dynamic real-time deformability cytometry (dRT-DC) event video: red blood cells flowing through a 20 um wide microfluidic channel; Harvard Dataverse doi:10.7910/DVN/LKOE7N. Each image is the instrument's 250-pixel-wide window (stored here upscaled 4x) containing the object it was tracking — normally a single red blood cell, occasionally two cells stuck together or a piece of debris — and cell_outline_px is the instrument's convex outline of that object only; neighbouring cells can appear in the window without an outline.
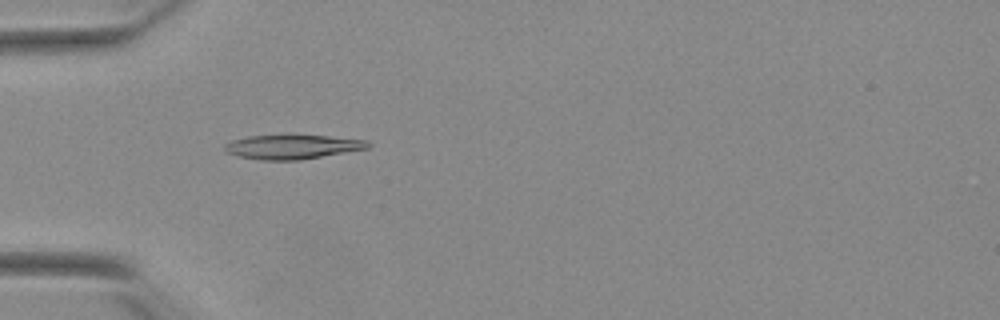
{"species": "Egyptian fruit bat (a non-hibernating species)", "species_latin": "Rousettus aegyptiacus", "temperature_condition": "warm", "stored_images_in_passage": 33, "camera_frame_rate_fps": 3000, "um_per_image_px": 0.085, "animal": {"sex": "female"}, "frame": {"image": 1, "passage_image": 4, "time_ms": 1.0, "image_size_px": [1000, 320], "cell_outline_px": [[372, 144], [368, 148], [300, 160], [260, 160], [240, 156], [224, 152], [224, 144], [232, 140], [248, 136], [328, 136], [368, 140]], "centroid_in_image_um": [24.84, 12.49], "position_along_channel_um": 60.2, "area_um2": 20.0}}
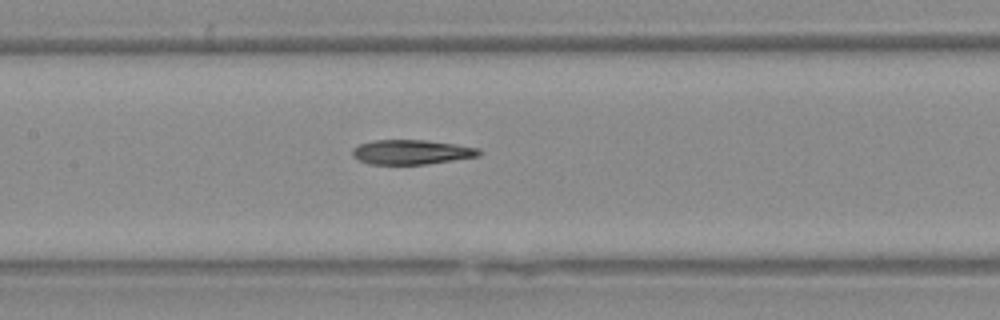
{"frame": {"image": 2, "passage_image": 13, "time_ms": 4.0, "image_size_px": [1000, 320], "cell_outline_px": [[480, 152], [476, 156], [452, 160], [424, 164], [368, 164], [352, 156], [352, 148], [360, 144], [372, 140], [424, 140], [480, 148]], "centroid_in_image_um": [34.9, 12.92], "position_along_channel_um": 172.5, "area_um2": 17.86}}
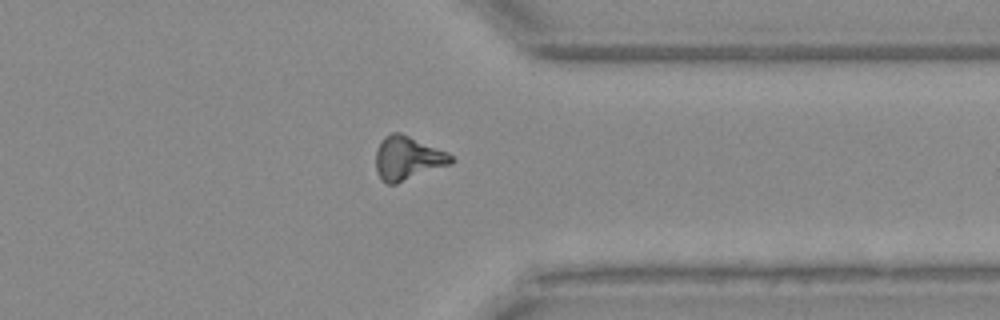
{"frame": {"image": 3, "passage_image": 29, "time_ms": 9.333, "image_size_px": [1000, 320], "cell_outline_px": [[452, 164], [396, 184], [388, 184], [380, 180], [376, 172], [376, 148], [384, 136], [392, 132], [400, 132], [448, 152], [452, 156]], "centroid_in_image_um": [34.63, 13.45], "position_along_channel_um": 376.8, "area_um2": 19.36}, "authors_computed_cell_mechanics": {"area_um2": 18.6116, "velocity_mm_per_s": 3.8982, "shape_relaxation_time_tau1_ms": null, "shape_relaxation_time_tau2_ms": 5.6633, "deformation_change_tau1": null, "deformation_change_tau2": 0.1594}}